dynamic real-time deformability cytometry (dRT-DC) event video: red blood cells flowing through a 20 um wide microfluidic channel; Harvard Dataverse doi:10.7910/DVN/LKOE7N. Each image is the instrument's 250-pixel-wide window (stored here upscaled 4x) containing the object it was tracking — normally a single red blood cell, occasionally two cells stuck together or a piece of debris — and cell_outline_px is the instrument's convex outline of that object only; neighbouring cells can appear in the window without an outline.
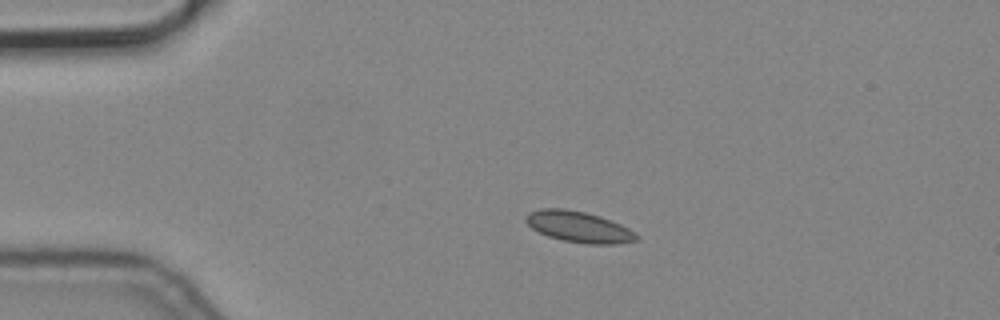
{"species": "common noctule bat (a hibernating species)", "species_latin": "Nyctalus noctula", "temperature_condition": "cold", "stored_images_in_passage": 2, "camera_frame_rate_fps": 3000, "um_per_image_px": 0.085, "animal": {"sex": "male", "body_mass_g": 19.2, "forearm_length_mm": 51.8}, "frame": {"image": 1, "passage_image": 1, "time_ms": 0.0, "image_size_px": [1000, 320], "cell_outline_px": [[640, 240], [616, 244], [588, 244], [564, 240], [548, 236], [532, 228], [524, 220], [524, 216], [528, 212], [540, 208], [564, 208], [584, 212], [600, 216], [620, 224], [628, 228], [640, 236]], "centroid_in_image_um": [49.2, 19.27], "position_along_channel_um": 35.8, "area_um2": 20.06}}